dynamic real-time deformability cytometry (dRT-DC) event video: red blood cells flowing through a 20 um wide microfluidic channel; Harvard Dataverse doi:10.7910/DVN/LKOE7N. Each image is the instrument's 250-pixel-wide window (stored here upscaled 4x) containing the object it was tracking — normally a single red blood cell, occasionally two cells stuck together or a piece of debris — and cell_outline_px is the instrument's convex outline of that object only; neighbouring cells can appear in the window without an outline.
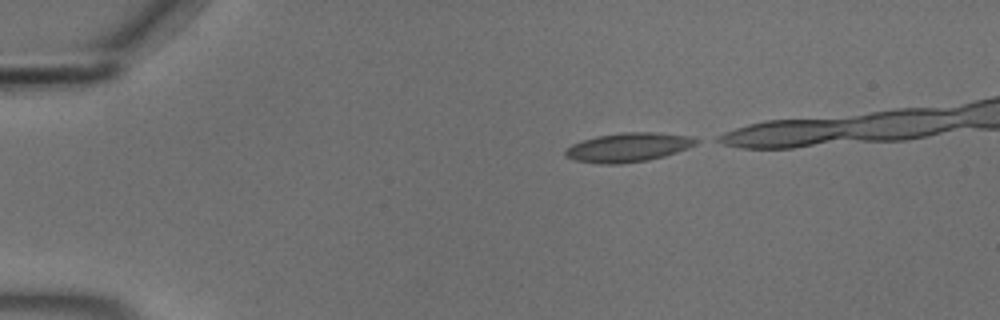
{"species": "common noctule bat (a hibernating species)", "species_latin": "Nyctalus noctula", "temperature_condition": "cold", "stored_images_in_passage": 36, "camera_frame_rate_fps": 3000, "um_per_image_px": 0.085, "animal": {"sex": "male", "body_mass_g": 18.8}, "frame": {"image": 1, "passage_image": 1, "time_ms": 0.0, "image_size_px": [1000, 320], "cell_outline_px": [[700, 140], [696, 144], [688, 148], [664, 156], [648, 160], [620, 164], [600, 164], [576, 160], [564, 156], [564, 152], [572, 144], [596, 136], [620, 132], [652, 132], [692, 136]], "centroid_in_image_um": [53.41, 12.52], "position_along_channel_um": 31.6, "area_um2": 22.14}}
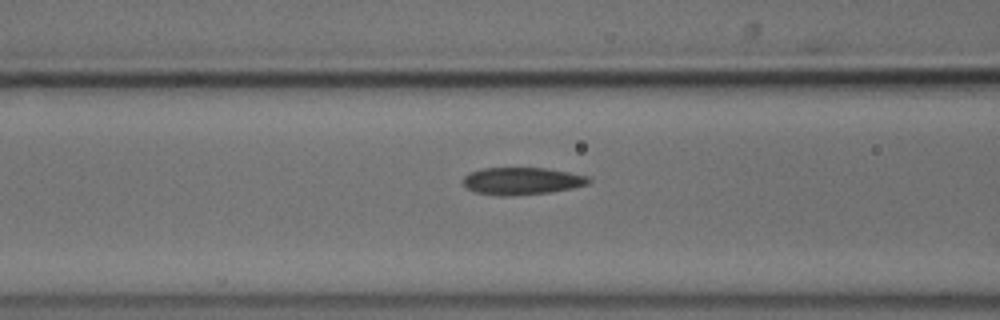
{"frame": {"image": 2, "passage_image": 13, "time_ms": 4.0, "image_size_px": [1000, 320], "cell_outline_px": [[592, 180], [588, 184], [572, 188], [552, 192], [512, 196], [500, 196], [476, 192], [468, 188], [464, 184], [464, 176], [468, 172], [484, 168], [548, 168], [592, 176]], "centroid_in_image_um": [44.42, 15.38], "position_along_channel_um": 122.2, "area_um2": 20.23}}
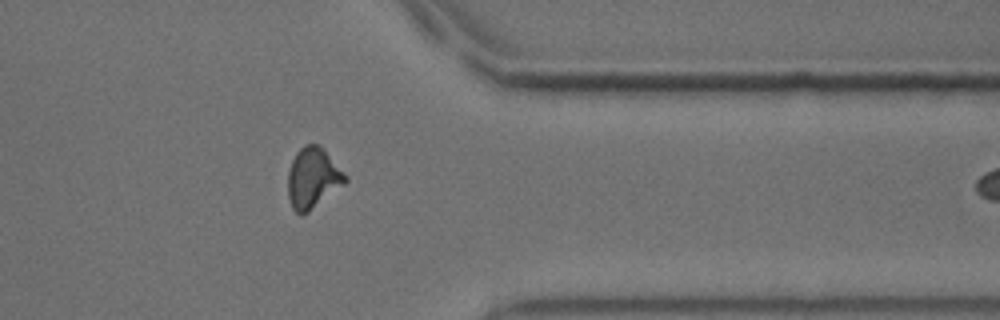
{"frame": {"image": 3, "passage_image": 35, "time_ms": 11.333, "image_size_px": [1000, 320], "cell_outline_px": [[348, 180], [344, 184], [308, 212], [300, 216], [292, 208], [288, 196], [288, 172], [292, 160], [296, 152], [304, 144], [316, 144], [324, 148], [348, 176]], "centroid_in_image_um": [26.6, 15.12], "position_along_channel_um": 384.8, "area_um2": 20.35}}